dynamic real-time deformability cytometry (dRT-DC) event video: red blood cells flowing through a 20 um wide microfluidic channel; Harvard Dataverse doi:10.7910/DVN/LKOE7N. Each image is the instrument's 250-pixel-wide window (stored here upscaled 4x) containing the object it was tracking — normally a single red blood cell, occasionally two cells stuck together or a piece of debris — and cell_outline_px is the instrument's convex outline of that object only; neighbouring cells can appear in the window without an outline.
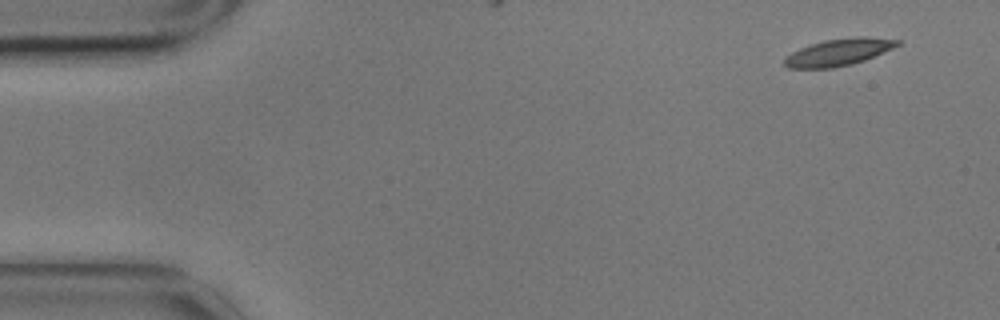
{"species": "common noctule bat (a hibernating species)", "species_latin": "Nyctalus noctula", "temperature_condition": "cold", "stored_images_in_passage": 4, "camera_frame_rate_fps": 3000, "um_per_image_px": 0.085, "animal": {"sex": "male", "body_mass_g": 17.9}, "frame": {"image": 1, "passage_image": 1, "time_ms": 0.0, "image_size_px": [1000, 320], "cell_outline_px": [[900, 44], [892, 48], [864, 60], [852, 64], [832, 68], [788, 68], [784, 64], [784, 56], [800, 48], [824, 40], [860, 36], [864, 36], [900, 40]], "centroid_in_image_um": [71.25, 4.44], "position_along_channel_um": 13.7, "area_um2": 17.57}}